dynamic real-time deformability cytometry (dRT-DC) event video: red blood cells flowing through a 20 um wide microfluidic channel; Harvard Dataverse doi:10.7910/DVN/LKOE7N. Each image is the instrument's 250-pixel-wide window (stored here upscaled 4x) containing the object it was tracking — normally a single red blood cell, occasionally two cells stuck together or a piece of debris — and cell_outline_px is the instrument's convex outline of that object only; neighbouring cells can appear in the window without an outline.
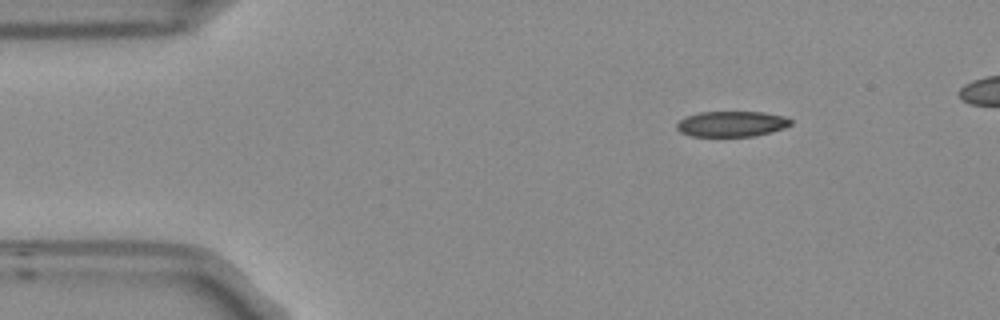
{"species": "Egyptian fruit bat (a non-hibernating species)", "species_latin": "Rousettus aegyptiacus", "temperature_condition": "room temperature", "stored_images_in_passage": 3, "camera_frame_rate_fps": 3000, "um_per_image_px": 0.085, "frame": {"image": 1, "passage_image": 1, "time_ms": 0.0, "image_size_px": [1000, 320], "cell_outline_px": [[792, 124], [784, 128], [772, 132], [752, 136], [688, 136], [680, 132], [676, 128], [676, 124], [680, 120], [688, 116], [700, 112], [764, 112], [784, 116], [792, 120]], "centroid_in_image_um": [62.2, 10.53], "position_along_channel_um": 22.8, "area_um2": 16.99}}